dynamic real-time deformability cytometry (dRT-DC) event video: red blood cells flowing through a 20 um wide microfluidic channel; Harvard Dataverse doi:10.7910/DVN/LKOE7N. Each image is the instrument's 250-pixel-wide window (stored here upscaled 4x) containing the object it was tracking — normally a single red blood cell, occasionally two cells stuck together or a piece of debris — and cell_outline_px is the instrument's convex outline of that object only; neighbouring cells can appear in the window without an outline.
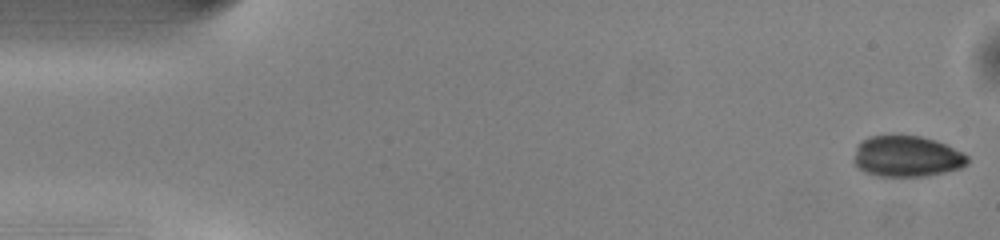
{"species": "common noctule bat (a hibernating species)", "species_latin": "Nyctalus noctula", "temperature_condition": "warm", "stored_images_in_passage": 45, "camera_frame_rate_fps": 3000, "um_per_image_px": 0.085, "animal": {"sex": "male", "body_mass_g": 13.0, "forearm_length_mm": 53.1}, "frame": {"image": 1, "passage_image": 1, "time_ms": 0.0, "image_size_px": [1000, 240], "cell_outline_px": [[968, 164], [960, 168], [944, 172], [924, 176], [876, 176], [864, 172], [852, 160], [856, 148], [868, 136], [920, 136], [944, 144], [968, 156]], "centroid_in_image_um": [77.05, 13.31], "position_along_channel_um": 7.9, "area_um2": 26.76}}
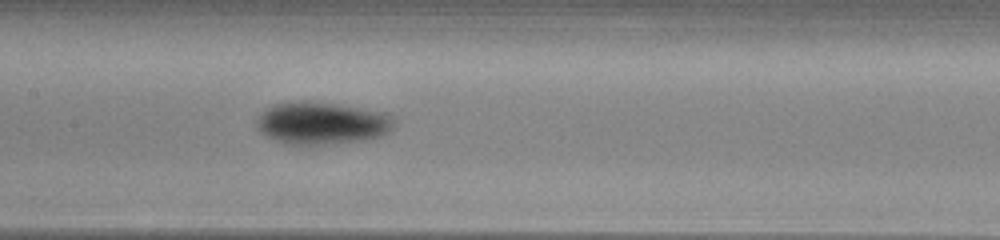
{"frame": {"image": 2, "passage_image": 23, "time_ms": 7.333, "image_size_px": [1000, 240], "cell_outline_px": [[392, 124], [388, 132], [380, 136], [364, 140], [332, 144], [284, 144], [260, 132], [256, 128], [256, 120], [272, 104], [300, 100], [304, 100], [332, 104], [384, 112], [392, 120]], "centroid_in_image_um": [27.29, 10.47], "position_along_channel_um": 180.1, "area_um2": 33.47}}
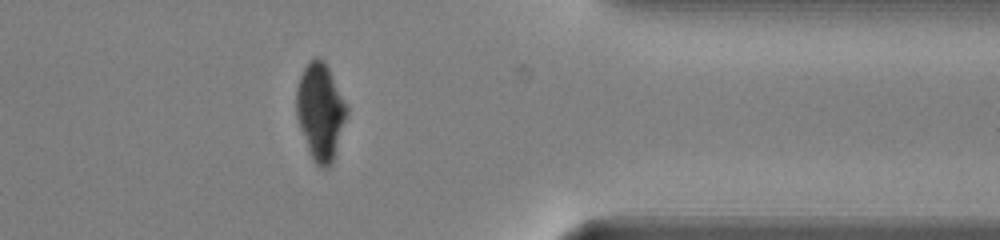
{"frame": {"image": 3, "passage_image": 39, "time_ms": 12.667, "image_size_px": [1000, 240], "cell_outline_px": [[348, 112], [332, 164], [328, 168], [320, 168], [312, 160], [308, 152], [296, 116], [296, 88], [300, 76], [308, 60], [316, 56], [324, 60], [348, 104]], "centroid_in_image_um": [27.23, 9.48], "position_along_channel_um": 384.2, "area_um2": 28.84}}